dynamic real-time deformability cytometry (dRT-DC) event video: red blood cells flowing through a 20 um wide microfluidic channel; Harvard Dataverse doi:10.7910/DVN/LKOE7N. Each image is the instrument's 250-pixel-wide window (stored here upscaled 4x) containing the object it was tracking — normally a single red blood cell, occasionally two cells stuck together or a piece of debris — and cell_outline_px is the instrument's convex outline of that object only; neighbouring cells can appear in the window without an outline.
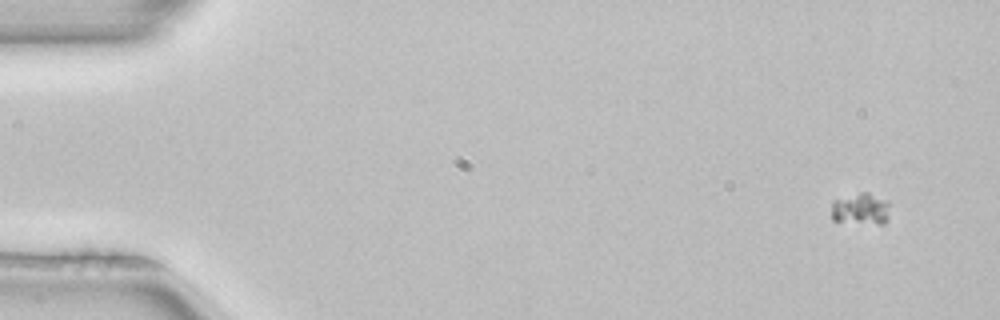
{"species": "common noctule bat (a hibernating species)", "species_latin": "Nyctalus noctula", "temperature_condition": "room temperature", "stored_images_in_passage": 4, "camera_frame_rate_fps": 3000, "um_per_image_px": 0.085, "animal": {"sex": "female", "body_mass_g": 22.7, "forearm_length_mm": 54.2}, "frame": {"image": 1, "passage_image": 1, "time_ms": 0.0, "image_size_px": [1000, 320], "cell_outline_px": [[888, 220], [884, 224], [876, 224], [832, 220], [832, 200], [860, 192], [868, 192], [888, 200]], "centroid_in_image_um": [73.18, 17.75], "position_along_channel_um": 11.8, "area_um2": 10.87}}
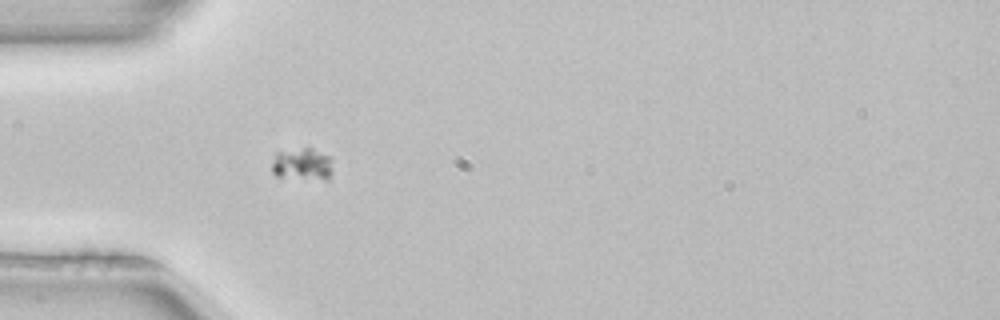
{"frame": {"image": 2, "passage_image": 4, "time_ms": 1.0, "image_size_px": [1000, 320], "cell_outline_px": [[332, 172], [328, 180], [324, 180], [276, 176], [272, 172], [272, 164], [276, 152], [304, 148], [312, 148], [332, 156]], "centroid_in_image_um": [25.74, 13.96], "position_along_channel_um": 59.3, "area_um2": 11.62}}